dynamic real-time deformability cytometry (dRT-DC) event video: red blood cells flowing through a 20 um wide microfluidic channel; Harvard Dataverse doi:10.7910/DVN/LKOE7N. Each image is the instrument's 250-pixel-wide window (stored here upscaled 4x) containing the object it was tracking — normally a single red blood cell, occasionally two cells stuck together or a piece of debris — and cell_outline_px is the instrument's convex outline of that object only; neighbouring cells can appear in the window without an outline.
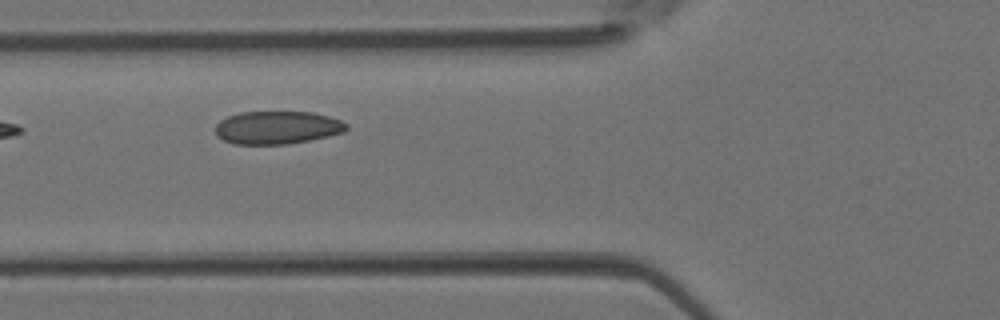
{"species": "Egyptian fruit bat (a non-hibernating species)", "species_latin": "Rousettus aegyptiacus", "temperature_condition": "room temperature", "stored_images_in_passage": 2, "camera_frame_rate_fps": 3000, "um_per_image_px": 0.085, "animal": {"sex": "female"}, "frame": {"image": 1, "passage_image": 2, "time_ms": 0.333, "image_size_px": [1000, 320], "cell_outline_px": [[348, 128], [344, 132], [328, 136], [288, 144], [236, 144], [224, 140], [216, 136], [216, 124], [220, 120], [228, 116], [240, 112], [312, 112], [328, 116], [340, 120], [348, 124]], "centroid_in_image_um": [23.56, 10.84], "position_along_channel_um": 102.2, "area_um2": 25.14}}